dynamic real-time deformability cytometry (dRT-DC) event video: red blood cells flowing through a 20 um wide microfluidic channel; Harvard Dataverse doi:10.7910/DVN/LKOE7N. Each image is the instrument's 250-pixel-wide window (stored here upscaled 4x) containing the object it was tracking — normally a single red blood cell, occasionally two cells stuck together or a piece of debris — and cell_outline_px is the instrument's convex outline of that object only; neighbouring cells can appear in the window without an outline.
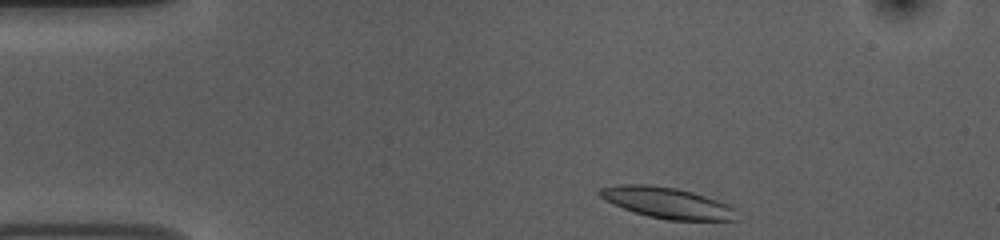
{"species": "common noctule bat (a hibernating species)", "species_latin": "Nyctalus noctula", "temperature_condition": "room temperature", "stored_images_in_passage": 47, "camera_frame_rate_fps": 3000, "um_per_image_px": 0.085, "animal": {"sex": "female", "body_mass_g": 10.0, "forearm_length_mm": 53.1}, "frame": {"image": 1, "passage_image": 1, "time_ms": 0.0, "image_size_px": [1000, 240], "cell_outline_px": [[736, 220], [668, 220], [648, 216], [624, 208], [600, 196], [596, 192], [600, 188], [624, 184], [648, 184], [676, 188], [692, 192], [728, 204], [732, 208]], "centroid_in_image_um": [56.68, 17.23], "position_along_channel_um": 28.3, "area_um2": 24.1}}
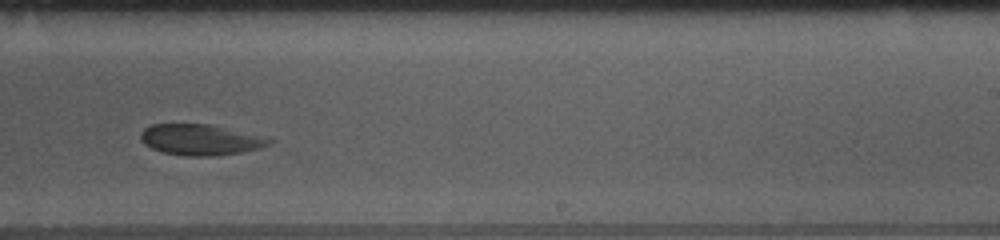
{"frame": {"image": 2, "passage_image": 26, "time_ms": 8.333, "image_size_px": [1000, 240], "cell_outline_px": [[276, 140], [260, 148], [244, 152], [216, 156], [184, 156], [164, 152], [152, 148], [144, 144], [140, 140], [140, 132], [144, 128], [152, 124], [212, 124], [272, 136]], "centroid_in_image_um": [17.14, 11.86], "position_along_channel_um": 271.9, "area_um2": 23.87}}
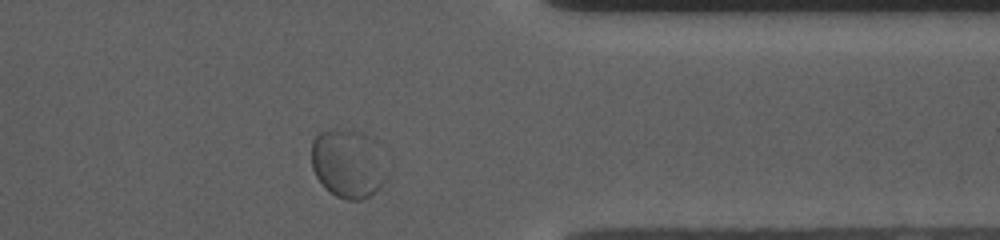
{"frame": {"image": 3, "passage_image": 36, "time_ms": 11.667, "image_size_px": [1000, 240], "cell_outline_px": [[388, 172], [380, 188], [376, 192], [364, 200], [348, 200], [336, 196], [328, 192], [324, 188], [316, 176], [312, 168], [312, 140], [320, 132], [336, 128], [348, 128], [372, 136], [376, 140]], "centroid_in_image_um": [29.6, 13.89], "position_along_channel_um": 381.8, "area_um2": 30.98}, "authors_computed_cell_mechanics": {"area_um2": 23.8136, "velocity_mm_per_s": 3.6116, "shape_relaxation_time_tau1_ms": null, "shape_relaxation_time_tau2_ms": 1.2209, "deformation_change_tau1": null, "deformation_change_tau2": 0.0453}}